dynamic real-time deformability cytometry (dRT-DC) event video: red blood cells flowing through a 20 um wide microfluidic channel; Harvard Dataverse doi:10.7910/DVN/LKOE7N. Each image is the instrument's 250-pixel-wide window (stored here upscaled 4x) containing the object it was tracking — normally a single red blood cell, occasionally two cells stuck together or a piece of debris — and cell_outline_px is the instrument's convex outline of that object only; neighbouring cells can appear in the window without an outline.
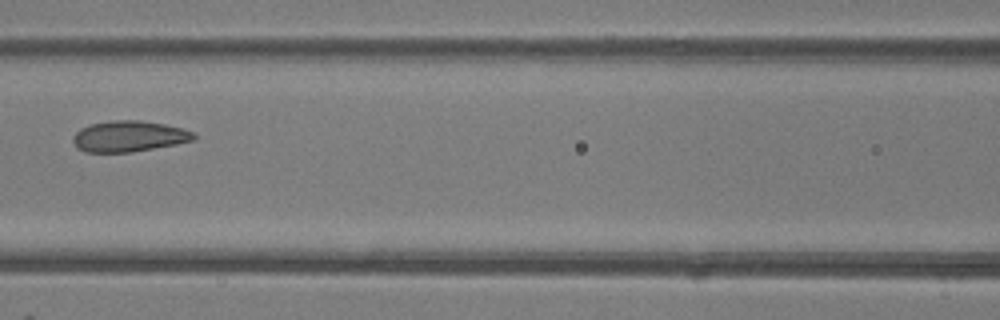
{"species": "common noctule bat (a hibernating species)", "species_latin": "Nyctalus noctula", "temperature_condition": "room temperature", "stored_images_in_passage": 3, "camera_frame_rate_fps": 3000, "um_per_image_px": 0.085, "animal": {"sex": "female"}, "frame": {"image": 1, "passage_image": 3, "time_ms": 2.333, "image_size_px": [1000, 320], "cell_outline_px": [[196, 140], [176, 144], [132, 152], [84, 152], [76, 148], [72, 140], [72, 136], [80, 128], [92, 124], [112, 120], [140, 120], [164, 124], [196, 132]], "centroid_in_image_um": [10.96, 11.59], "position_along_channel_um": 155.6, "area_um2": 21.91}}